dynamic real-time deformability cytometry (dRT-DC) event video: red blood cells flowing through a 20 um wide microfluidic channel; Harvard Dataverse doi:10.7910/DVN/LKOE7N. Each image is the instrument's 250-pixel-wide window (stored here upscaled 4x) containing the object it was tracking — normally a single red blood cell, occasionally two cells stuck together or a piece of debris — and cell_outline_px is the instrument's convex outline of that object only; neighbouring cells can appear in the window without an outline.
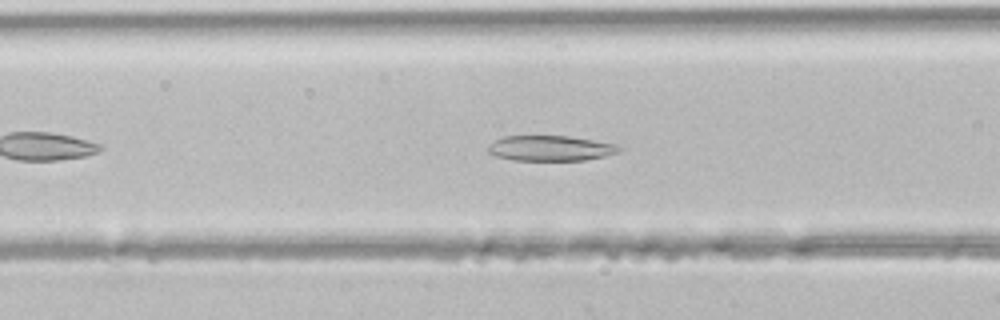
{"species": "common noctule bat (a hibernating species)", "species_latin": "Nyctalus noctula", "temperature_condition": "room temperature", "stored_images_in_passage": 35, "camera_frame_rate_fps": 3000, "um_per_image_px": 0.085, "animal": {"sex": "male", "body_mass_g": 21.5, "forearm_length_mm": 52.0}, "frame": {"image": 1, "passage_image": 8, "time_ms": 2.333, "image_size_px": [1000, 320], "cell_outline_px": [[624, 148], [620, 152], [604, 156], [584, 160], [512, 160], [496, 156], [488, 152], [488, 144], [504, 136], [568, 136], [616, 144]], "centroid_in_image_um": [46.8, 12.6], "position_along_channel_um": 119.8, "area_um2": 19.31}}
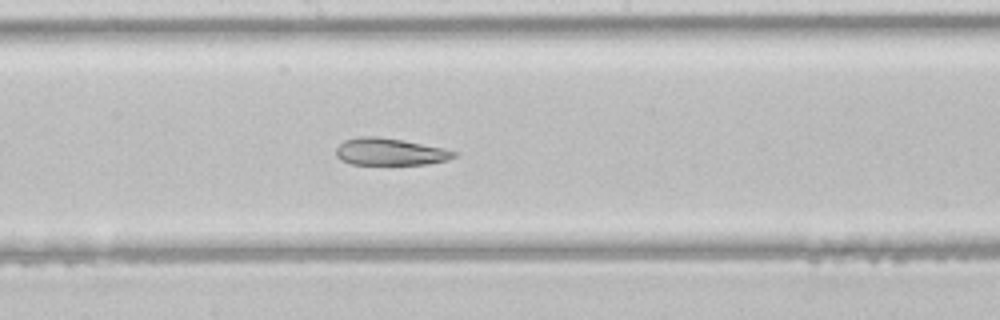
{"frame": {"image": 2, "passage_image": 14, "time_ms": 4.333, "image_size_px": [1000, 320], "cell_outline_px": [[456, 156], [448, 160], [428, 164], [352, 164], [340, 160], [336, 156], [336, 148], [344, 140], [360, 136], [376, 136], [400, 140], [440, 148], [456, 152]], "centroid_in_image_um": [33.09, 12.91], "position_along_channel_um": 215.1, "area_um2": 18.32}}
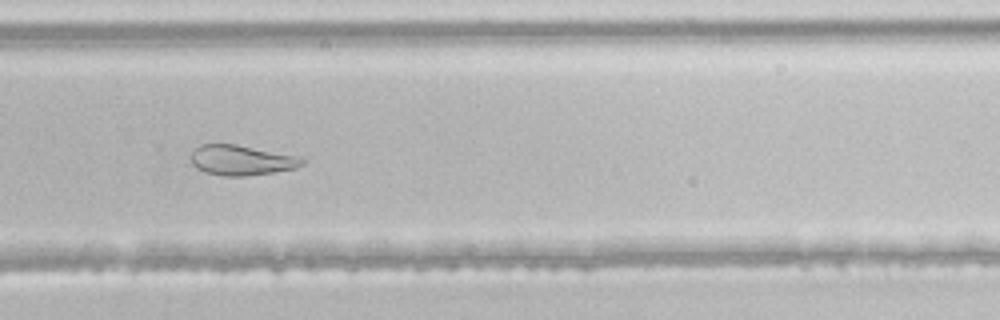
{"frame": {"image": 3, "passage_image": 20, "time_ms": 6.333, "image_size_px": [1000, 320], "cell_outline_px": [[308, 160], [304, 164], [296, 168], [272, 172], [244, 176], [224, 176], [204, 172], [196, 168], [192, 164], [192, 152], [200, 144], [236, 144], [292, 156]], "centroid_in_image_um": [20.48, 13.62], "position_along_channel_um": 309.3, "area_um2": 19.19}}